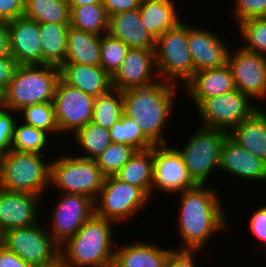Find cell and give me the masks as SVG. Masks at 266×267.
<instances>
[{
    "instance_id": "obj_1",
    "label": "cell",
    "mask_w": 266,
    "mask_h": 267,
    "mask_svg": "<svg viewBox=\"0 0 266 267\" xmlns=\"http://www.w3.org/2000/svg\"><path fill=\"white\" fill-rule=\"evenodd\" d=\"M217 191L215 187L205 184L177 193L181 198L177 223L183 240L178 249L202 251L214 233L228 229L229 223Z\"/></svg>"
},
{
    "instance_id": "obj_2",
    "label": "cell",
    "mask_w": 266,
    "mask_h": 267,
    "mask_svg": "<svg viewBox=\"0 0 266 267\" xmlns=\"http://www.w3.org/2000/svg\"><path fill=\"white\" fill-rule=\"evenodd\" d=\"M177 88L176 84L160 80L147 87L122 92L123 113L139 125L154 145L168 144L163 131L175 108Z\"/></svg>"
},
{
    "instance_id": "obj_3",
    "label": "cell",
    "mask_w": 266,
    "mask_h": 267,
    "mask_svg": "<svg viewBox=\"0 0 266 267\" xmlns=\"http://www.w3.org/2000/svg\"><path fill=\"white\" fill-rule=\"evenodd\" d=\"M113 225L94 214L59 246V262L65 267H113V247L117 248L112 239Z\"/></svg>"
},
{
    "instance_id": "obj_4",
    "label": "cell",
    "mask_w": 266,
    "mask_h": 267,
    "mask_svg": "<svg viewBox=\"0 0 266 267\" xmlns=\"http://www.w3.org/2000/svg\"><path fill=\"white\" fill-rule=\"evenodd\" d=\"M60 67L48 64L19 65L0 105L18 115L23 107L53 102Z\"/></svg>"
},
{
    "instance_id": "obj_5",
    "label": "cell",
    "mask_w": 266,
    "mask_h": 267,
    "mask_svg": "<svg viewBox=\"0 0 266 267\" xmlns=\"http://www.w3.org/2000/svg\"><path fill=\"white\" fill-rule=\"evenodd\" d=\"M44 154L10 150L2 157L0 188L41 196L50 187V162Z\"/></svg>"
},
{
    "instance_id": "obj_6",
    "label": "cell",
    "mask_w": 266,
    "mask_h": 267,
    "mask_svg": "<svg viewBox=\"0 0 266 267\" xmlns=\"http://www.w3.org/2000/svg\"><path fill=\"white\" fill-rule=\"evenodd\" d=\"M154 52L160 80L184 86L193 77L188 24L184 20L156 39Z\"/></svg>"
},
{
    "instance_id": "obj_7",
    "label": "cell",
    "mask_w": 266,
    "mask_h": 267,
    "mask_svg": "<svg viewBox=\"0 0 266 267\" xmlns=\"http://www.w3.org/2000/svg\"><path fill=\"white\" fill-rule=\"evenodd\" d=\"M53 160L50 161V187H57L61 193L82 194L95 201L105 179L95 160L65 153Z\"/></svg>"
},
{
    "instance_id": "obj_8",
    "label": "cell",
    "mask_w": 266,
    "mask_h": 267,
    "mask_svg": "<svg viewBox=\"0 0 266 267\" xmlns=\"http://www.w3.org/2000/svg\"><path fill=\"white\" fill-rule=\"evenodd\" d=\"M227 135L224 130L199 126L182 149L176 148L197 185H205L211 173L219 171L222 145Z\"/></svg>"
},
{
    "instance_id": "obj_9",
    "label": "cell",
    "mask_w": 266,
    "mask_h": 267,
    "mask_svg": "<svg viewBox=\"0 0 266 267\" xmlns=\"http://www.w3.org/2000/svg\"><path fill=\"white\" fill-rule=\"evenodd\" d=\"M149 200L150 197L141 188L108 176L94 201L95 215L119 225L138 215L139 211L141 213Z\"/></svg>"
},
{
    "instance_id": "obj_10",
    "label": "cell",
    "mask_w": 266,
    "mask_h": 267,
    "mask_svg": "<svg viewBox=\"0 0 266 267\" xmlns=\"http://www.w3.org/2000/svg\"><path fill=\"white\" fill-rule=\"evenodd\" d=\"M4 232V246L32 267H54L59 263V245L41 223Z\"/></svg>"
},
{
    "instance_id": "obj_11",
    "label": "cell",
    "mask_w": 266,
    "mask_h": 267,
    "mask_svg": "<svg viewBox=\"0 0 266 267\" xmlns=\"http://www.w3.org/2000/svg\"><path fill=\"white\" fill-rule=\"evenodd\" d=\"M238 89L204 99L197 107L200 126L230 132L262 107ZM258 105V106H257Z\"/></svg>"
},
{
    "instance_id": "obj_12",
    "label": "cell",
    "mask_w": 266,
    "mask_h": 267,
    "mask_svg": "<svg viewBox=\"0 0 266 267\" xmlns=\"http://www.w3.org/2000/svg\"><path fill=\"white\" fill-rule=\"evenodd\" d=\"M95 98L59 78L54 95L55 117L60 134H74L92 121Z\"/></svg>"
},
{
    "instance_id": "obj_13",
    "label": "cell",
    "mask_w": 266,
    "mask_h": 267,
    "mask_svg": "<svg viewBox=\"0 0 266 267\" xmlns=\"http://www.w3.org/2000/svg\"><path fill=\"white\" fill-rule=\"evenodd\" d=\"M57 201L51 213V228L47 231L60 246L95 214V204L88 196L63 192Z\"/></svg>"
},
{
    "instance_id": "obj_14",
    "label": "cell",
    "mask_w": 266,
    "mask_h": 267,
    "mask_svg": "<svg viewBox=\"0 0 266 267\" xmlns=\"http://www.w3.org/2000/svg\"><path fill=\"white\" fill-rule=\"evenodd\" d=\"M197 184L189 176L187 167L178 150L168 145H154L153 184L155 190L177 195ZM156 188V189H155Z\"/></svg>"
},
{
    "instance_id": "obj_15",
    "label": "cell",
    "mask_w": 266,
    "mask_h": 267,
    "mask_svg": "<svg viewBox=\"0 0 266 267\" xmlns=\"http://www.w3.org/2000/svg\"><path fill=\"white\" fill-rule=\"evenodd\" d=\"M231 49L227 64L231 68L235 88L251 100L263 101L266 98V56L247 51L241 46L236 47V52Z\"/></svg>"
},
{
    "instance_id": "obj_16",
    "label": "cell",
    "mask_w": 266,
    "mask_h": 267,
    "mask_svg": "<svg viewBox=\"0 0 266 267\" xmlns=\"http://www.w3.org/2000/svg\"><path fill=\"white\" fill-rule=\"evenodd\" d=\"M158 78L154 50L130 48L122 64L111 76V83L113 89L123 92L153 85L160 81Z\"/></svg>"
},
{
    "instance_id": "obj_17",
    "label": "cell",
    "mask_w": 266,
    "mask_h": 267,
    "mask_svg": "<svg viewBox=\"0 0 266 267\" xmlns=\"http://www.w3.org/2000/svg\"><path fill=\"white\" fill-rule=\"evenodd\" d=\"M188 23V44L195 72L228 63L230 46L213 31Z\"/></svg>"
},
{
    "instance_id": "obj_18",
    "label": "cell",
    "mask_w": 266,
    "mask_h": 267,
    "mask_svg": "<svg viewBox=\"0 0 266 267\" xmlns=\"http://www.w3.org/2000/svg\"><path fill=\"white\" fill-rule=\"evenodd\" d=\"M41 196L0 188V226L3 231L28 227L38 222ZM39 213V214H38Z\"/></svg>"
},
{
    "instance_id": "obj_19",
    "label": "cell",
    "mask_w": 266,
    "mask_h": 267,
    "mask_svg": "<svg viewBox=\"0 0 266 267\" xmlns=\"http://www.w3.org/2000/svg\"><path fill=\"white\" fill-rule=\"evenodd\" d=\"M11 55L19 65L42 64L39 23L18 17L7 22Z\"/></svg>"
},
{
    "instance_id": "obj_20",
    "label": "cell",
    "mask_w": 266,
    "mask_h": 267,
    "mask_svg": "<svg viewBox=\"0 0 266 267\" xmlns=\"http://www.w3.org/2000/svg\"><path fill=\"white\" fill-rule=\"evenodd\" d=\"M247 181H266V162L242 148L229 135L221 150L219 171Z\"/></svg>"
},
{
    "instance_id": "obj_21",
    "label": "cell",
    "mask_w": 266,
    "mask_h": 267,
    "mask_svg": "<svg viewBox=\"0 0 266 267\" xmlns=\"http://www.w3.org/2000/svg\"><path fill=\"white\" fill-rule=\"evenodd\" d=\"M196 107L206 98L233 91L234 78L228 64L212 69L197 71L184 85Z\"/></svg>"
},
{
    "instance_id": "obj_22",
    "label": "cell",
    "mask_w": 266,
    "mask_h": 267,
    "mask_svg": "<svg viewBox=\"0 0 266 267\" xmlns=\"http://www.w3.org/2000/svg\"><path fill=\"white\" fill-rule=\"evenodd\" d=\"M132 49L154 50L156 39L143 25L139 9L109 16L108 32Z\"/></svg>"
},
{
    "instance_id": "obj_23",
    "label": "cell",
    "mask_w": 266,
    "mask_h": 267,
    "mask_svg": "<svg viewBox=\"0 0 266 267\" xmlns=\"http://www.w3.org/2000/svg\"><path fill=\"white\" fill-rule=\"evenodd\" d=\"M60 77L69 85L94 98L106 94L113 88L111 76L101 67L64 63L60 67Z\"/></svg>"
},
{
    "instance_id": "obj_24",
    "label": "cell",
    "mask_w": 266,
    "mask_h": 267,
    "mask_svg": "<svg viewBox=\"0 0 266 267\" xmlns=\"http://www.w3.org/2000/svg\"><path fill=\"white\" fill-rule=\"evenodd\" d=\"M116 249L113 267H166L170 249L145 241H132Z\"/></svg>"
},
{
    "instance_id": "obj_25",
    "label": "cell",
    "mask_w": 266,
    "mask_h": 267,
    "mask_svg": "<svg viewBox=\"0 0 266 267\" xmlns=\"http://www.w3.org/2000/svg\"><path fill=\"white\" fill-rule=\"evenodd\" d=\"M258 108L228 135L242 148L266 162V110Z\"/></svg>"
},
{
    "instance_id": "obj_26",
    "label": "cell",
    "mask_w": 266,
    "mask_h": 267,
    "mask_svg": "<svg viewBox=\"0 0 266 267\" xmlns=\"http://www.w3.org/2000/svg\"><path fill=\"white\" fill-rule=\"evenodd\" d=\"M175 0H142L139 14L148 33L157 39L167 30L175 28L183 18H179Z\"/></svg>"
},
{
    "instance_id": "obj_27",
    "label": "cell",
    "mask_w": 266,
    "mask_h": 267,
    "mask_svg": "<svg viewBox=\"0 0 266 267\" xmlns=\"http://www.w3.org/2000/svg\"><path fill=\"white\" fill-rule=\"evenodd\" d=\"M101 36L69 26L65 63L101 67Z\"/></svg>"
},
{
    "instance_id": "obj_28",
    "label": "cell",
    "mask_w": 266,
    "mask_h": 267,
    "mask_svg": "<svg viewBox=\"0 0 266 267\" xmlns=\"http://www.w3.org/2000/svg\"><path fill=\"white\" fill-rule=\"evenodd\" d=\"M154 146L136 150L131 158L114 175L122 182L141 188L149 197L152 196Z\"/></svg>"
},
{
    "instance_id": "obj_29",
    "label": "cell",
    "mask_w": 266,
    "mask_h": 267,
    "mask_svg": "<svg viewBox=\"0 0 266 267\" xmlns=\"http://www.w3.org/2000/svg\"><path fill=\"white\" fill-rule=\"evenodd\" d=\"M70 24L39 23L42 64L61 67L67 54V32Z\"/></svg>"
},
{
    "instance_id": "obj_30",
    "label": "cell",
    "mask_w": 266,
    "mask_h": 267,
    "mask_svg": "<svg viewBox=\"0 0 266 267\" xmlns=\"http://www.w3.org/2000/svg\"><path fill=\"white\" fill-rule=\"evenodd\" d=\"M71 9L60 0H25L23 16L38 23L70 24Z\"/></svg>"
},
{
    "instance_id": "obj_31",
    "label": "cell",
    "mask_w": 266,
    "mask_h": 267,
    "mask_svg": "<svg viewBox=\"0 0 266 267\" xmlns=\"http://www.w3.org/2000/svg\"><path fill=\"white\" fill-rule=\"evenodd\" d=\"M70 9V26L73 28L100 36L108 32L109 17L102 3Z\"/></svg>"
},
{
    "instance_id": "obj_32",
    "label": "cell",
    "mask_w": 266,
    "mask_h": 267,
    "mask_svg": "<svg viewBox=\"0 0 266 267\" xmlns=\"http://www.w3.org/2000/svg\"><path fill=\"white\" fill-rule=\"evenodd\" d=\"M74 139L80 149L85 152L83 155H77L84 159L95 160L112 143L109 129L89 122L84 127L77 130Z\"/></svg>"
},
{
    "instance_id": "obj_33",
    "label": "cell",
    "mask_w": 266,
    "mask_h": 267,
    "mask_svg": "<svg viewBox=\"0 0 266 267\" xmlns=\"http://www.w3.org/2000/svg\"><path fill=\"white\" fill-rule=\"evenodd\" d=\"M123 115L122 91L111 89L95 98L93 107L94 124L110 129Z\"/></svg>"
},
{
    "instance_id": "obj_34",
    "label": "cell",
    "mask_w": 266,
    "mask_h": 267,
    "mask_svg": "<svg viewBox=\"0 0 266 267\" xmlns=\"http://www.w3.org/2000/svg\"><path fill=\"white\" fill-rule=\"evenodd\" d=\"M21 123L19 120L16 122L11 149L19 152L45 154V149L49 146L47 143L50 135L41 129Z\"/></svg>"
},
{
    "instance_id": "obj_35",
    "label": "cell",
    "mask_w": 266,
    "mask_h": 267,
    "mask_svg": "<svg viewBox=\"0 0 266 267\" xmlns=\"http://www.w3.org/2000/svg\"><path fill=\"white\" fill-rule=\"evenodd\" d=\"M109 131L112 143L131 145L136 150H144L154 146L143 134L139 125L124 113Z\"/></svg>"
},
{
    "instance_id": "obj_36",
    "label": "cell",
    "mask_w": 266,
    "mask_h": 267,
    "mask_svg": "<svg viewBox=\"0 0 266 267\" xmlns=\"http://www.w3.org/2000/svg\"><path fill=\"white\" fill-rule=\"evenodd\" d=\"M17 113L18 115H22L21 118H23V123L31 125L37 129H41L50 136L51 134L55 135L60 133L56 122L55 107L53 102L29 105L23 107Z\"/></svg>"
},
{
    "instance_id": "obj_37",
    "label": "cell",
    "mask_w": 266,
    "mask_h": 267,
    "mask_svg": "<svg viewBox=\"0 0 266 267\" xmlns=\"http://www.w3.org/2000/svg\"><path fill=\"white\" fill-rule=\"evenodd\" d=\"M135 152L131 145L111 143L95 161L105 177L114 176Z\"/></svg>"
},
{
    "instance_id": "obj_38",
    "label": "cell",
    "mask_w": 266,
    "mask_h": 267,
    "mask_svg": "<svg viewBox=\"0 0 266 267\" xmlns=\"http://www.w3.org/2000/svg\"><path fill=\"white\" fill-rule=\"evenodd\" d=\"M237 26L241 38L245 40L240 46L247 51L266 56V17L248 19Z\"/></svg>"
},
{
    "instance_id": "obj_39",
    "label": "cell",
    "mask_w": 266,
    "mask_h": 267,
    "mask_svg": "<svg viewBox=\"0 0 266 267\" xmlns=\"http://www.w3.org/2000/svg\"><path fill=\"white\" fill-rule=\"evenodd\" d=\"M129 49L120 39L108 33L101 35V68L112 76L124 61Z\"/></svg>"
},
{
    "instance_id": "obj_40",
    "label": "cell",
    "mask_w": 266,
    "mask_h": 267,
    "mask_svg": "<svg viewBox=\"0 0 266 267\" xmlns=\"http://www.w3.org/2000/svg\"><path fill=\"white\" fill-rule=\"evenodd\" d=\"M233 17L237 24L252 18L266 17V0H235Z\"/></svg>"
},
{
    "instance_id": "obj_41",
    "label": "cell",
    "mask_w": 266,
    "mask_h": 267,
    "mask_svg": "<svg viewBox=\"0 0 266 267\" xmlns=\"http://www.w3.org/2000/svg\"><path fill=\"white\" fill-rule=\"evenodd\" d=\"M11 112L0 105V155L2 157L11 150L13 132L18 121L15 114Z\"/></svg>"
},
{
    "instance_id": "obj_42",
    "label": "cell",
    "mask_w": 266,
    "mask_h": 267,
    "mask_svg": "<svg viewBox=\"0 0 266 267\" xmlns=\"http://www.w3.org/2000/svg\"><path fill=\"white\" fill-rule=\"evenodd\" d=\"M201 252L200 249H179L172 248L166 267H198L196 266L195 254Z\"/></svg>"
},
{
    "instance_id": "obj_43",
    "label": "cell",
    "mask_w": 266,
    "mask_h": 267,
    "mask_svg": "<svg viewBox=\"0 0 266 267\" xmlns=\"http://www.w3.org/2000/svg\"><path fill=\"white\" fill-rule=\"evenodd\" d=\"M18 66L19 64L12 56L0 57V98L7 90Z\"/></svg>"
},
{
    "instance_id": "obj_44",
    "label": "cell",
    "mask_w": 266,
    "mask_h": 267,
    "mask_svg": "<svg viewBox=\"0 0 266 267\" xmlns=\"http://www.w3.org/2000/svg\"><path fill=\"white\" fill-rule=\"evenodd\" d=\"M250 219V231L261 243L266 244V205L252 213ZM266 247V245H265Z\"/></svg>"
},
{
    "instance_id": "obj_45",
    "label": "cell",
    "mask_w": 266,
    "mask_h": 267,
    "mask_svg": "<svg viewBox=\"0 0 266 267\" xmlns=\"http://www.w3.org/2000/svg\"><path fill=\"white\" fill-rule=\"evenodd\" d=\"M25 0H0V20L11 21L23 16Z\"/></svg>"
},
{
    "instance_id": "obj_46",
    "label": "cell",
    "mask_w": 266,
    "mask_h": 267,
    "mask_svg": "<svg viewBox=\"0 0 266 267\" xmlns=\"http://www.w3.org/2000/svg\"><path fill=\"white\" fill-rule=\"evenodd\" d=\"M142 0H102V4L109 16L139 9Z\"/></svg>"
},
{
    "instance_id": "obj_47",
    "label": "cell",
    "mask_w": 266,
    "mask_h": 267,
    "mask_svg": "<svg viewBox=\"0 0 266 267\" xmlns=\"http://www.w3.org/2000/svg\"><path fill=\"white\" fill-rule=\"evenodd\" d=\"M0 267H32L29 263L8 250L4 245L0 246Z\"/></svg>"
},
{
    "instance_id": "obj_48",
    "label": "cell",
    "mask_w": 266,
    "mask_h": 267,
    "mask_svg": "<svg viewBox=\"0 0 266 267\" xmlns=\"http://www.w3.org/2000/svg\"><path fill=\"white\" fill-rule=\"evenodd\" d=\"M12 56L7 22L0 20V57Z\"/></svg>"
},
{
    "instance_id": "obj_49",
    "label": "cell",
    "mask_w": 266,
    "mask_h": 267,
    "mask_svg": "<svg viewBox=\"0 0 266 267\" xmlns=\"http://www.w3.org/2000/svg\"><path fill=\"white\" fill-rule=\"evenodd\" d=\"M97 3H102V0H69L68 2L70 7H80Z\"/></svg>"
},
{
    "instance_id": "obj_50",
    "label": "cell",
    "mask_w": 266,
    "mask_h": 267,
    "mask_svg": "<svg viewBox=\"0 0 266 267\" xmlns=\"http://www.w3.org/2000/svg\"><path fill=\"white\" fill-rule=\"evenodd\" d=\"M4 245V231L0 226V246Z\"/></svg>"
},
{
    "instance_id": "obj_51",
    "label": "cell",
    "mask_w": 266,
    "mask_h": 267,
    "mask_svg": "<svg viewBox=\"0 0 266 267\" xmlns=\"http://www.w3.org/2000/svg\"><path fill=\"white\" fill-rule=\"evenodd\" d=\"M2 156L0 155V176H1Z\"/></svg>"
},
{
    "instance_id": "obj_52",
    "label": "cell",
    "mask_w": 266,
    "mask_h": 267,
    "mask_svg": "<svg viewBox=\"0 0 266 267\" xmlns=\"http://www.w3.org/2000/svg\"><path fill=\"white\" fill-rule=\"evenodd\" d=\"M54 267H65V266H63L60 262L57 264V265H55Z\"/></svg>"
}]
</instances>
